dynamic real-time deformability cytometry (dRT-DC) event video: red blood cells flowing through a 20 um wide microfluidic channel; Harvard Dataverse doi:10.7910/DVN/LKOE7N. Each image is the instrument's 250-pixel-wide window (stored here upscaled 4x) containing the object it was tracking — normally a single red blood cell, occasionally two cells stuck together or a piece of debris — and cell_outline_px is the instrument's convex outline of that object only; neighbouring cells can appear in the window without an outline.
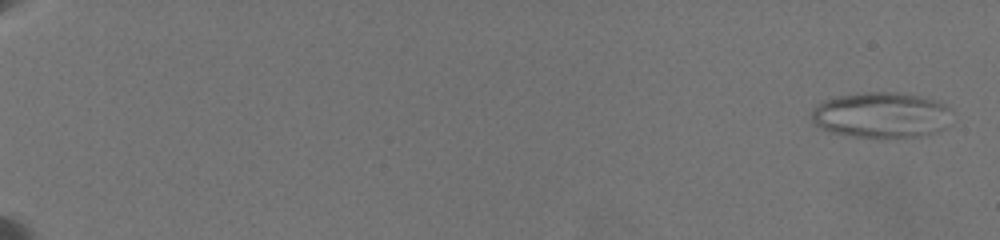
{"species": "common noctule bat (a hibernating species)", "species_latin": "Nyctalus noctula", "temperature_condition": "warm", "stored_images_in_passage": 91, "camera_frame_rate_fps": 3000, "um_per_image_px": 0.085, "animal": {"sex": "female", "body_mass_g": 19.5, "forearm_length_mm": 54.1}, "frame": {"image": 1, "passage_image": 2, "time_ms": 0.333, "image_size_px": [1000, 240], "cell_outline_px": [[952, 112], [944, 128], [920, 136], [856, 136], [832, 132], [820, 128], [812, 120], [812, 112], [824, 100], [840, 96], [868, 92], [896, 92], [920, 96], [940, 100], [952, 108]], "centroid_in_image_um": [74.97, 9.75], "position_along_channel_um": 10.0, "area_um2": 36.76}}
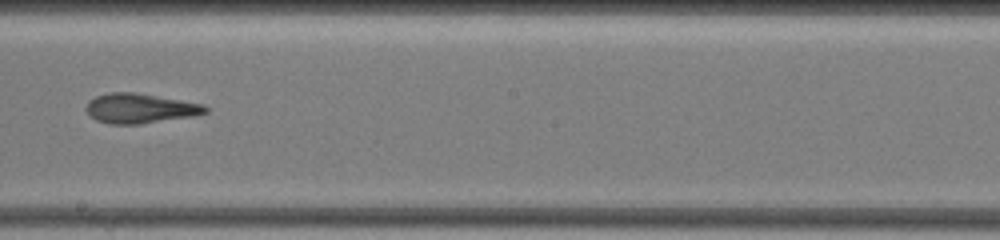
{"frame": {"image": 2, "passage_image": 54, "time_ms": 13.333, "image_size_px": [1000, 240], "cell_outline_px": [[208, 112], [192, 116], [140, 124], [108, 124], [96, 120], [88, 116], [84, 108], [88, 100], [96, 96], [108, 92], [132, 92], [204, 104], [208, 108]], "centroid_in_image_um": [11.83, 9.21], "position_along_channel_um": 236.4, "area_um2": 20.75}}
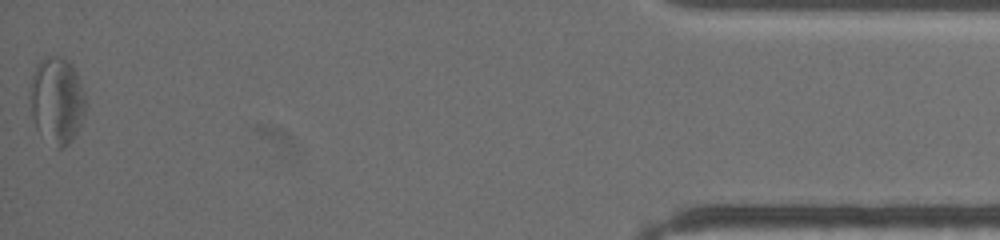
{"frame": {"image": 3, "passage_image": 91, "time_ms": 21.0, "image_size_px": [1000, 240], "cell_outline_px": [[84, 112], [80, 128], [72, 140], [64, 148], [56, 148], [36, 128], [32, 112], [32, 76], [36, 64], [44, 56], [60, 56], [68, 60], [76, 72], [84, 96]], "centroid_in_image_um": [4.85, 8.53], "position_along_channel_um": 430.4, "area_um2": 27.51}, "authors_computed_cell_mechanics": {"area_um2": 24.1026, "velocity_mm_per_s": 3.4773, "shape_relaxation_time_tau1_ms": 11.3171, "shape_relaxation_time_tau2_ms": 3.1725, "deformation_change_tau1": 0.2936, "deformation_change_tau2": 0.1372}}